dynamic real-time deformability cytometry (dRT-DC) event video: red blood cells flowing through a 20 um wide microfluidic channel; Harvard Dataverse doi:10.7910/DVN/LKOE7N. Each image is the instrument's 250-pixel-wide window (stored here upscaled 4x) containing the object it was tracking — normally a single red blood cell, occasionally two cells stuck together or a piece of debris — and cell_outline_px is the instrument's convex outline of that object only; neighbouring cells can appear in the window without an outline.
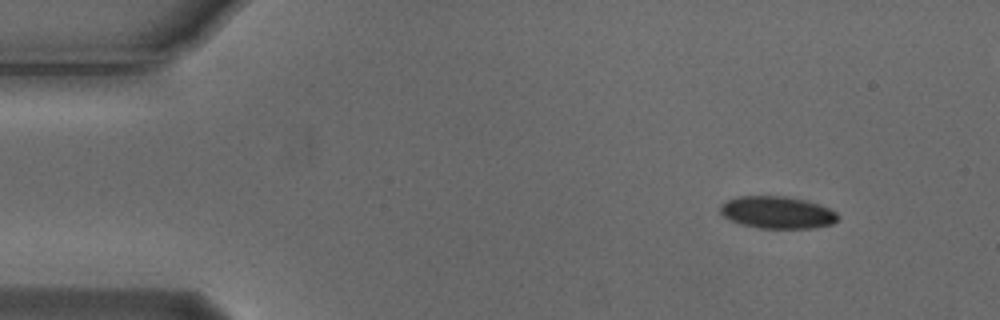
{"species": "Egyptian fruit bat (a non-hibernating species)", "species_latin": "Rousettus aegyptiacus", "temperature_condition": "cold", "stored_images_in_passage": 6, "camera_frame_rate_fps": 3000, "um_per_image_px": 0.085, "animal": {"sex": "male"}, "frame": {"image": 1, "passage_image": 1, "time_ms": 0.0, "image_size_px": [1000, 320], "cell_outline_px": [[840, 220], [832, 224], [812, 228], [760, 228], [740, 224], [724, 216], [720, 212], [720, 204], [736, 196], [788, 196], [804, 200], [828, 208], [836, 212], [840, 216]], "centroid_in_image_um": [66.08, 18.06], "position_along_channel_um": 18.9, "area_um2": 22.08}}
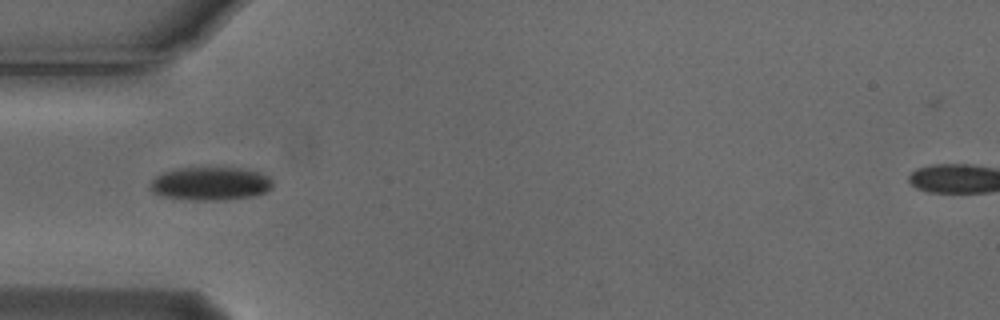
{"frame": {"image": 2, "passage_image": 4, "time_ms": 1.0, "image_size_px": [1000, 320], "cell_outline_px": [[272, 188], [264, 192], [252, 196], [224, 200], [192, 200], [160, 196], [152, 192], [148, 188], [152, 180], [156, 176], [164, 172], [176, 168], [240, 168], [260, 172], [268, 176], [272, 180]], "centroid_in_image_um": [17.86, 15.61], "position_along_channel_um": 67.1, "area_um2": 23.87}}
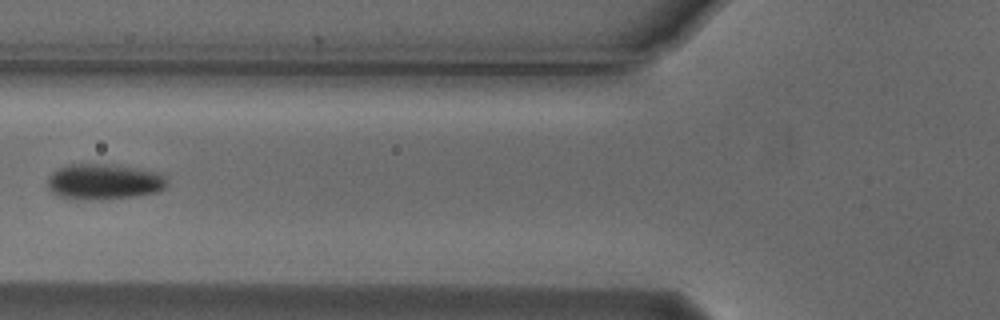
{"frame": {"image": 3, "passage_image": 5, "time_ms": 1.333, "image_size_px": [1000, 320], "cell_outline_px": [[168, 184], [164, 188], [156, 192], [132, 196], [84, 200], [60, 196], [52, 192], [48, 188], [48, 176], [52, 172], [64, 164], [112, 164], [156, 172], [164, 176], [168, 180]], "centroid_in_image_um": [8.8, 15.42], "position_along_channel_um": 117.0, "area_um2": 24.62}}